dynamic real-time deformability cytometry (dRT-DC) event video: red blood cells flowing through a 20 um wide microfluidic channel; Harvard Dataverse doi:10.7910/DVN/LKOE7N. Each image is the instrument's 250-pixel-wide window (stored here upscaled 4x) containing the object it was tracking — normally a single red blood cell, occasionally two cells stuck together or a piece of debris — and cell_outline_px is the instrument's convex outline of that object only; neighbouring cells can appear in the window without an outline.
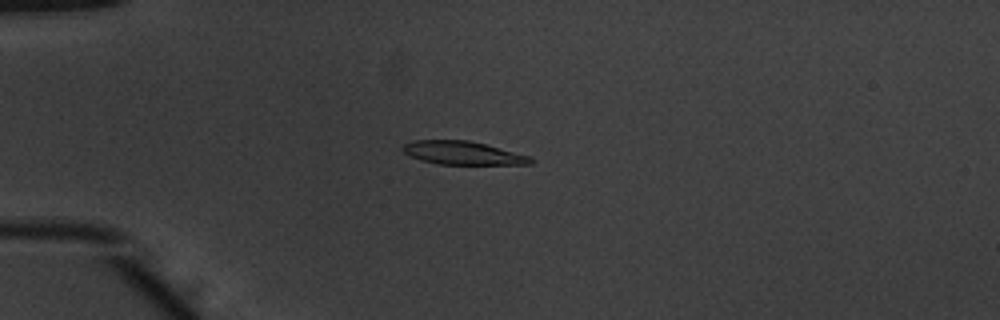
{"species": "common noctule bat (a hibernating species)", "species_latin": "Nyctalus noctula", "temperature_condition": "warm", "stored_images_in_passage": 52, "camera_frame_rate_fps": 3000, "um_per_image_px": 0.085, "animal": {"sex": "male", "body_mass_g": 20.1, "forearm_length_mm": 53.5}, "frame": {"image": 1, "passage_image": 14, "time_ms": 4.333, "image_size_px": [1000, 320], "cell_outline_px": [[536, 160], [532, 164], [440, 164], [420, 160], [408, 156], [400, 148], [404, 144], [412, 140], [468, 140], [532, 156]], "centroid_in_image_um": [39.33, 13.0], "position_along_channel_um": 45.7, "area_um2": 17.51}}
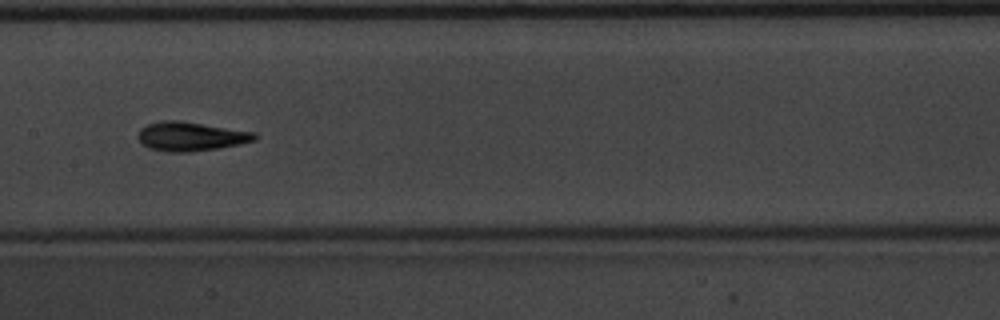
{"frame": {"image": 2, "passage_image": 27, "time_ms": 8.667, "image_size_px": [1000, 320], "cell_outline_px": [[256, 140], [216, 148], [188, 152], [172, 152], [148, 148], [136, 136], [140, 128], [148, 124], [160, 120], [180, 120], [256, 132]], "centroid_in_image_um": [16.18, 11.57], "position_along_channel_um": 191.2, "area_um2": 19.65}}
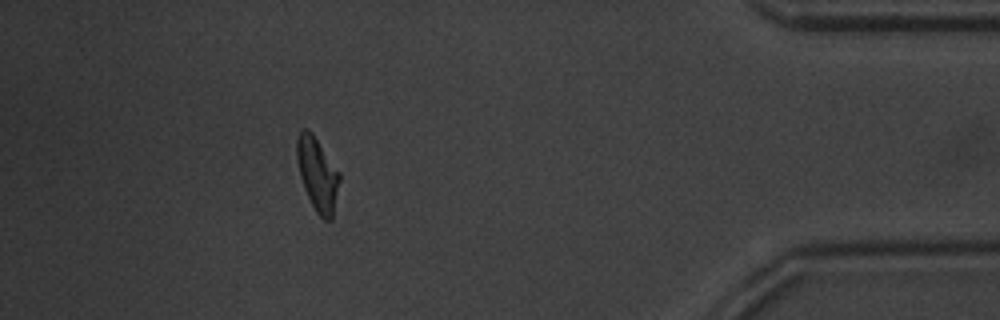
{"frame": {"image": 3, "passage_image": 47, "time_ms": 15.333, "image_size_px": [1000, 320], "cell_outline_px": [[340, 180], [332, 220], [324, 220], [316, 212], [304, 188], [300, 176], [296, 156], [296, 140], [300, 128], [308, 128], [312, 132], [340, 172]], "centroid_in_image_um": [26.98, 14.77], "position_along_channel_um": 408.2, "area_um2": 18.38}, "authors_computed_cell_mechanics": {"area_um2": 18.0047, "velocity_mm_per_s": 3.9265, "shape_relaxation_time_tau1_ms": 3.1536, "shape_relaxation_time_tau2_ms": 1.9887, "deformation_change_tau1": 0.1613, "deformation_change_tau2": 0.0944}}